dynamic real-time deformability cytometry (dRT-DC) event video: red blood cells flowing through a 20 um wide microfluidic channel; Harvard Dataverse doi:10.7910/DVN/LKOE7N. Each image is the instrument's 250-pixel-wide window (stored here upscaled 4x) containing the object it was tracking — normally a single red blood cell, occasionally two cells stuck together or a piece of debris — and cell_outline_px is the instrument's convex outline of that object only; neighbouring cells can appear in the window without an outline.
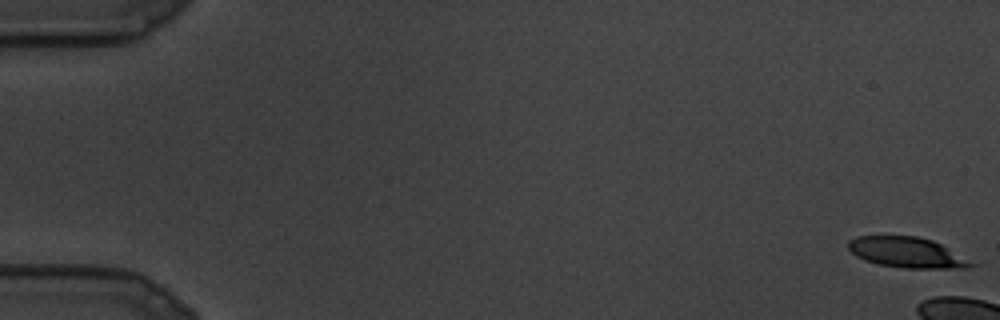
{"species": "common noctule bat (a hibernating species)", "species_latin": "Nyctalus noctula", "temperature_condition": "cold", "stored_images_in_passage": 5, "camera_frame_rate_fps": 3000, "um_per_image_px": 0.085, "animal": {"sex": "male", "body_mass_g": 19.5, "forearm_length_mm": 54.6}, "frame": {"image": 1, "passage_image": 1, "time_ms": 0.0, "image_size_px": [1000, 320], "cell_outline_px": [[976, 264], [968, 268], [904, 268], [880, 264], [864, 260], [856, 256], [848, 248], [848, 240], [856, 236], [916, 236], [932, 240], [940, 244]], "centroid_in_image_um": [77.05, 21.45], "position_along_channel_um": 8.0, "area_um2": 21.56}}